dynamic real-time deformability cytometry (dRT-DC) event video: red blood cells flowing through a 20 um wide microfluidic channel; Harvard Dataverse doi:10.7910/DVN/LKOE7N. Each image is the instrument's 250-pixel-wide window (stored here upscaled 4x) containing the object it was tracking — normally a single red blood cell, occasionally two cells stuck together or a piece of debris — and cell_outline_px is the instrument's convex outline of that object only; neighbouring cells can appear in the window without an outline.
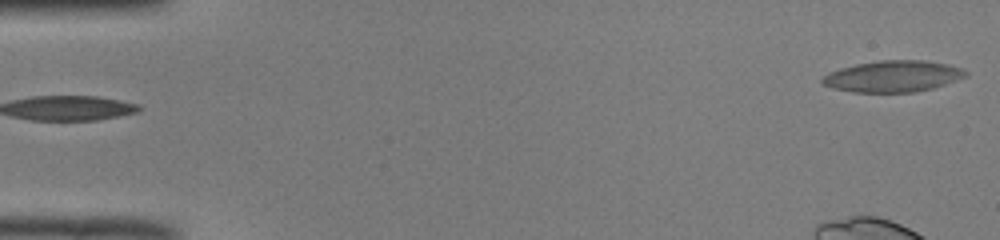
{"species": "common noctule bat (a hibernating species)", "species_latin": "Nyctalus noctula", "temperature_condition": "room temperature", "stored_images_in_passage": 14, "camera_frame_rate_fps": 3000, "um_per_image_px": 0.085, "animal": {"sex": "male", "body_mass_g": 19.0, "forearm_length_mm": 50.8}, "frame": {"image": 1, "passage_image": 1, "time_ms": 0.0, "image_size_px": [1000, 240], "cell_outline_px": [[968, 76], [932, 88], [916, 92], [852, 92], [832, 88], [820, 84], [820, 80], [828, 72], [840, 68], [856, 64], [880, 60], [924, 60], [964, 68], [968, 72]], "centroid_in_image_um": [75.87, 6.49], "position_along_channel_um": 9.1, "area_um2": 26.3}}